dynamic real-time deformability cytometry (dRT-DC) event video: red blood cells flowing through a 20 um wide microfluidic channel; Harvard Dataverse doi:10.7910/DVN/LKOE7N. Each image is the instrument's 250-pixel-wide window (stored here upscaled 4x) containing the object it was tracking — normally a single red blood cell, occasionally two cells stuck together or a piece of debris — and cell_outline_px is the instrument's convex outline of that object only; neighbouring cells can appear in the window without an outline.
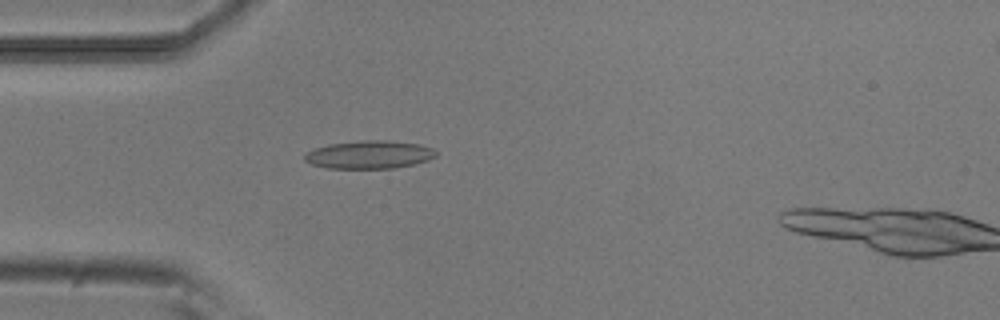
{"species": "common noctule bat (a hibernating species)", "species_latin": "Nyctalus noctula", "temperature_condition": "room temperature", "stored_images_in_passage": 39, "camera_frame_rate_fps": 3000, "um_per_image_px": 0.085, "animal": {"sex": "male", "body_mass_g": 20.5, "forearm_length_mm": 52.5}, "frame": {"image": 1, "passage_image": 9, "time_ms": 2.667, "image_size_px": [1000, 320], "cell_outline_px": [[436, 156], [428, 160], [416, 164], [392, 168], [328, 168], [312, 164], [304, 160], [304, 156], [312, 148], [328, 144], [364, 140], [384, 140], [420, 144], [432, 148], [436, 152]], "centroid_in_image_um": [31.39, 13.14], "position_along_channel_um": 53.6, "area_um2": 21.44}}
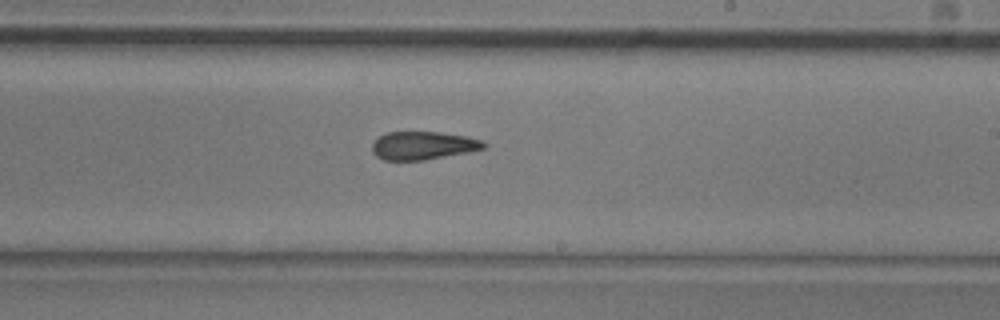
{"frame": {"image": 2, "passage_image": 25, "time_ms": 8.0, "image_size_px": [1000, 320], "cell_outline_px": [[488, 144], [484, 148], [468, 152], [424, 160], [384, 160], [376, 156], [372, 152], [372, 144], [380, 136], [388, 132], [440, 132], [468, 136], [484, 140]], "centroid_in_image_um": [35.99, 12.37], "position_along_channel_um": 253.0, "area_um2": 18.38}}
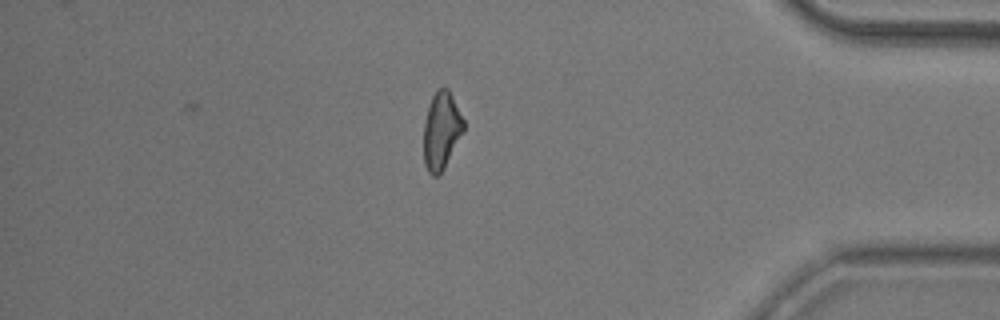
{"frame": {"image": 3, "passage_image": 39, "time_ms": 12.667, "image_size_px": [1000, 320], "cell_outline_px": [[464, 132], [444, 168], [436, 176], [432, 176], [428, 172], [424, 164], [424, 120], [432, 96], [436, 88], [448, 88], [464, 120]], "centroid_in_image_um": [37.52, 11.1], "position_along_channel_um": 397.7, "area_um2": 18.03}, "authors_computed_cell_mechanics": {"area_um2": 19.4208, "velocity_mm_per_s": 3.8295, "shape_relaxation_time_tau1_ms": 5.9827, "shape_relaxation_time_tau2_ms": 3.057, "deformation_change_tau1": 0.1659, "deformation_change_tau2": 0.1259}}